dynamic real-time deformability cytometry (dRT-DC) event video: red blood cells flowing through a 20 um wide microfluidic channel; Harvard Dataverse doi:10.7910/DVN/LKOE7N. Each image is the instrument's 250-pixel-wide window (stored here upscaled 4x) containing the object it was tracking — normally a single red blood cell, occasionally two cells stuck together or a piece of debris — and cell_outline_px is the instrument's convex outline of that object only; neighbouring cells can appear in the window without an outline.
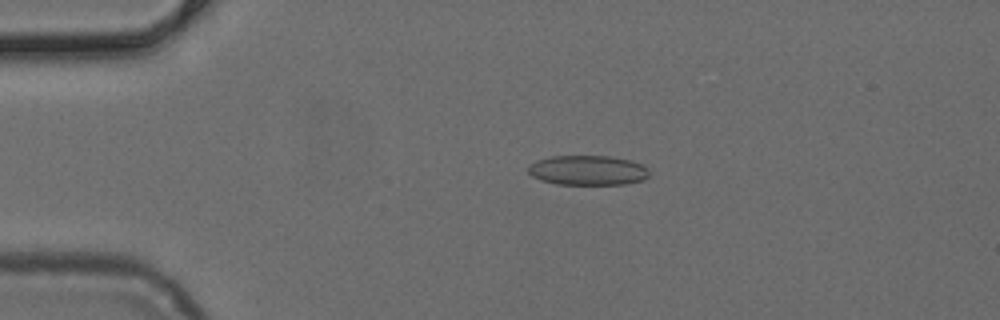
{"species": "common noctule bat (a hibernating species)", "species_latin": "Nyctalus noctula", "temperature_condition": "cold", "stored_images_in_passage": 42, "camera_frame_rate_fps": 3000, "um_per_image_px": 0.085, "animal": {"sex": "female", "body_mass_g": 24.6, "forearm_length_mm": 56.2}, "frame": {"image": 1, "passage_image": 3, "time_ms": 0.667, "image_size_px": [1000, 320], "cell_outline_px": [[648, 176], [644, 180], [624, 184], [556, 184], [540, 180], [532, 176], [528, 172], [528, 164], [536, 160], [552, 156], [608, 156], [628, 160], [644, 164], [648, 168]], "centroid_in_image_um": [49.94, 14.47], "position_along_channel_um": 35.1, "area_um2": 21.1}}
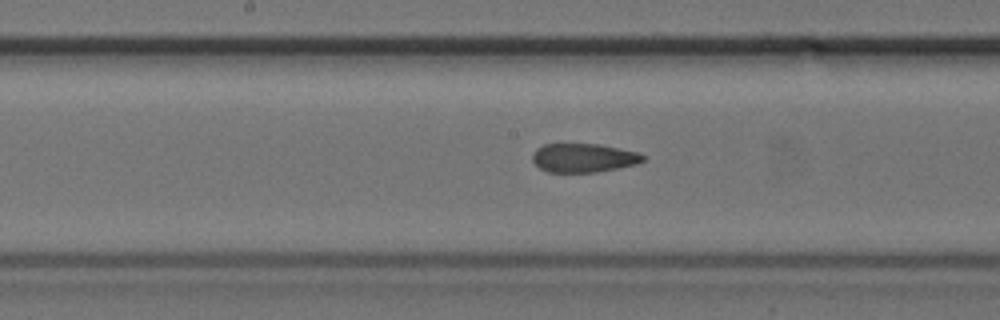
{"frame": {"image": 2, "passage_image": 18, "time_ms": 5.667, "image_size_px": [1000, 320], "cell_outline_px": [[644, 160], [636, 164], [596, 172], [548, 172], [540, 168], [532, 160], [532, 152], [536, 148], [544, 144], [600, 144], [640, 152], [644, 156]], "centroid_in_image_um": [49.59, 13.41], "position_along_channel_um": 198.6, "area_um2": 18.61}}
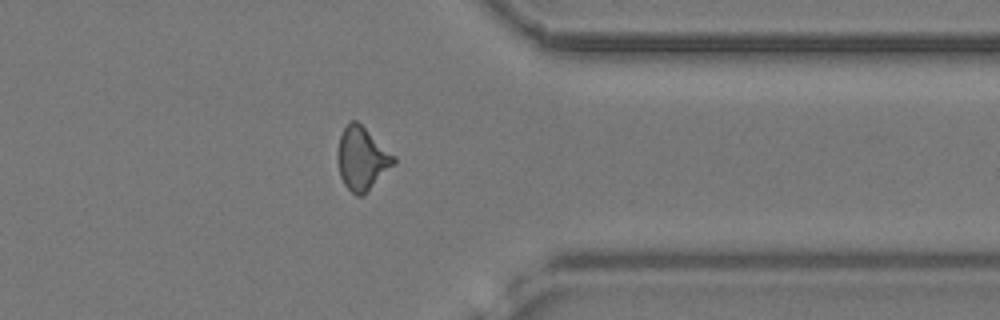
{"frame": {"image": 3, "passage_image": 32, "time_ms": 10.333, "image_size_px": [1000, 320], "cell_outline_px": [[396, 164], [364, 196], [356, 196], [344, 184], [340, 176], [336, 156], [340, 136], [348, 120], [356, 120], [396, 156]], "centroid_in_image_um": [30.78, 13.5], "position_along_channel_um": 380.6, "area_um2": 20.98}}